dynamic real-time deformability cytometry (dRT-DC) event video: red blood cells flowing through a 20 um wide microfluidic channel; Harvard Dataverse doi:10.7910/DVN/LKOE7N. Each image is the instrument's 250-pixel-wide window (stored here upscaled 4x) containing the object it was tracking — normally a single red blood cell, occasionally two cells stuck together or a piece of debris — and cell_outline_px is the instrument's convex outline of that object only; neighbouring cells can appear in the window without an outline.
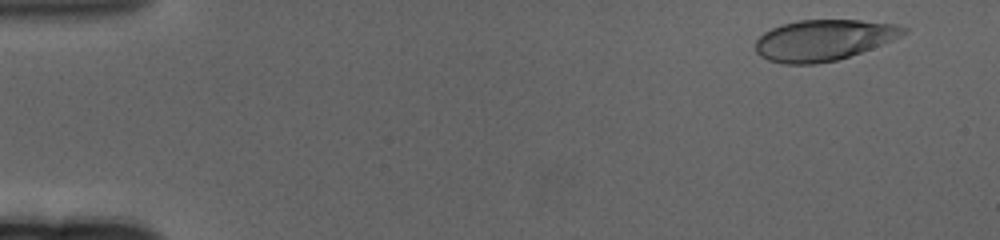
{"species": "human", "species_latin": "Homo sapiens", "temperature_condition": "cold", "stored_images_in_passage": 61, "camera_frame_rate_fps": 3000, "um_per_image_px": 0.085, "donor": {"sex": "female"}, "frame": {"image": 1, "passage_image": 4, "time_ms": 1.0, "image_size_px": [1000, 240], "cell_outline_px": [[908, 32], [900, 36], [872, 48], [836, 60], [816, 64], [784, 64], [768, 60], [760, 56], [756, 52], [756, 40], [764, 32], [772, 28], [784, 24], [800, 20], [860, 20], [896, 24], [908, 28]], "centroid_in_image_um": [69.99, 3.41], "position_along_channel_um": 15.0, "area_um2": 35.08}}
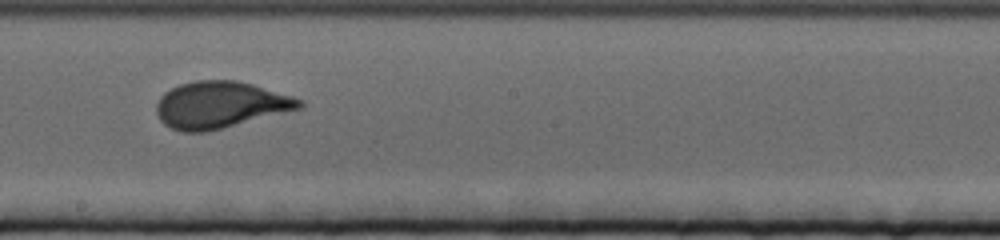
{"frame": {"image": 2, "passage_image": 35, "time_ms": 11.333, "image_size_px": [1000, 240], "cell_outline_px": [[304, 104], [300, 108], [208, 132], [180, 132], [164, 124], [160, 120], [156, 112], [156, 104], [160, 96], [164, 92], [180, 84], [196, 80], [236, 80], [252, 84], [292, 96], [304, 100]], "centroid_in_image_um": [18.68, 8.91], "position_along_channel_um": 229.5, "area_um2": 38.84}}
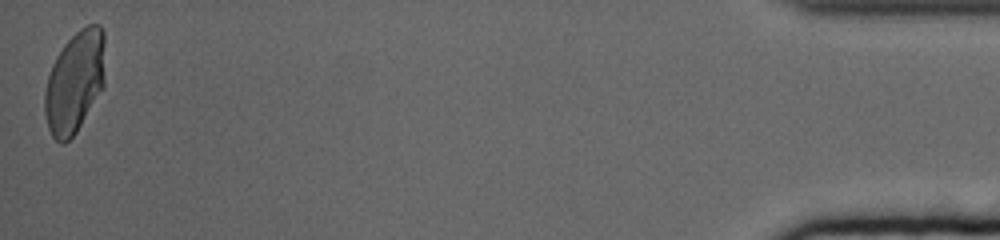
{"frame": {"image": 3, "passage_image": 61, "time_ms": 20.0, "image_size_px": [1000, 240], "cell_outline_px": [[104, 88], [76, 132], [64, 144], [60, 144], [52, 136], [48, 128], [44, 112], [44, 92], [48, 76], [52, 64], [56, 56], [64, 44], [80, 28], [88, 24], [100, 24], [104, 32]], "centroid_in_image_um": [6.35, 6.97], "position_along_channel_um": 428.8, "area_um2": 36.13}, "authors_computed_cell_mechanics": {"area_um2": 36.9342, "velocity_mm_per_s": 3.2928, "shape_relaxation_time_tau1_ms": 4.9803, "shape_relaxation_time_tau2_ms": null, "deformation_change_tau1": 0.1674, "deformation_change_tau2": null}}